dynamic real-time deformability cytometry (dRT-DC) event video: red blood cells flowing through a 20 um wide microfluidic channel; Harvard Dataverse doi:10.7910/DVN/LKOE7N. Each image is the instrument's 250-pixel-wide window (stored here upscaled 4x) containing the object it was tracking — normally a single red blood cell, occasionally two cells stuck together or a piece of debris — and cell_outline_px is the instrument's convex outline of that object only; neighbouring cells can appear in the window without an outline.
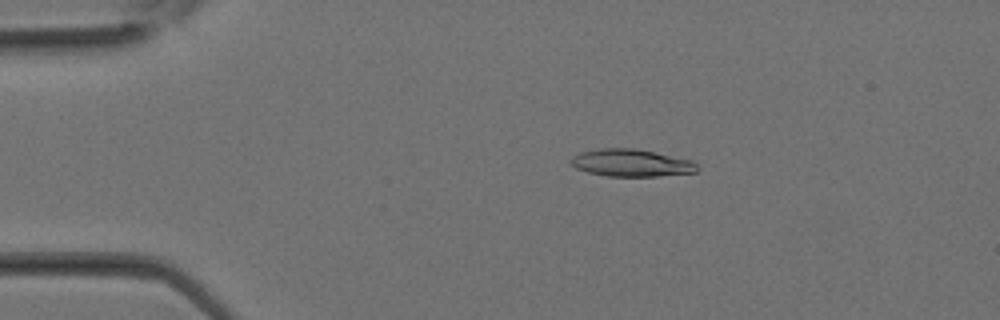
{"species": "Egyptian fruit bat (a non-hibernating species)", "species_latin": "Rousettus aegyptiacus", "temperature_condition": "room temperature", "stored_images_in_passage": 32, "camera_frame_rate_fps": 3000, "um_per_image_px": 0.085, "animal": {"sex": "female"}, "frame": {"image": 1, "passage_image": 6, "time_ms": 1.667, "image_size_px": [1000, 320], "cell_outline_px": [[700, 168], [696, 172], [656, 176], [608, 176], [588, 172], [576, 168], [568, 160], [572, 156], [580, 152], [600, 148], [636, 148], [692, 160]], "centroid_in_image_um": [53.65, 13.84], "position_along_channel_um": 31.4, "area_um2": 20.17}}
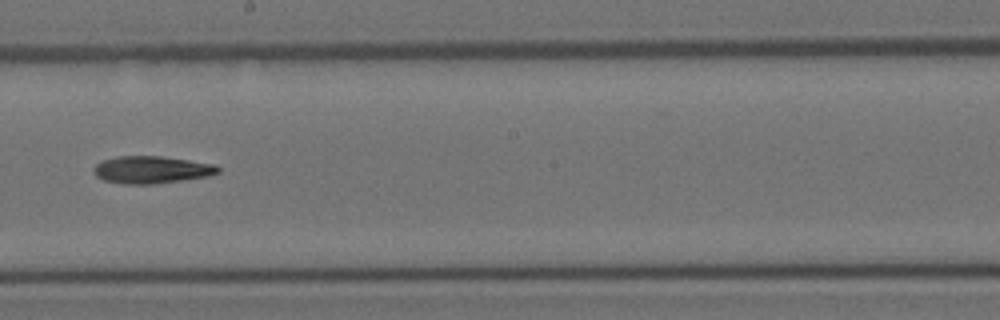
{"frame": {"image": 2, "passage_image": 18, "time_ms": 5.667, "image_size_px": [1000, 320], "cell_outline_px": [[220, 172], [208, 176], [152, 184], [124, 184], [104, 180], [96, 176], [92, 172], [92, 168], [100, 160], [120, 156], [160, 156], [216, 164], [220, 168]], "centroid_in_image_um": [12.85, 14.42], "position_along_channel_um": 235.4, "area_um2": 19.83}}
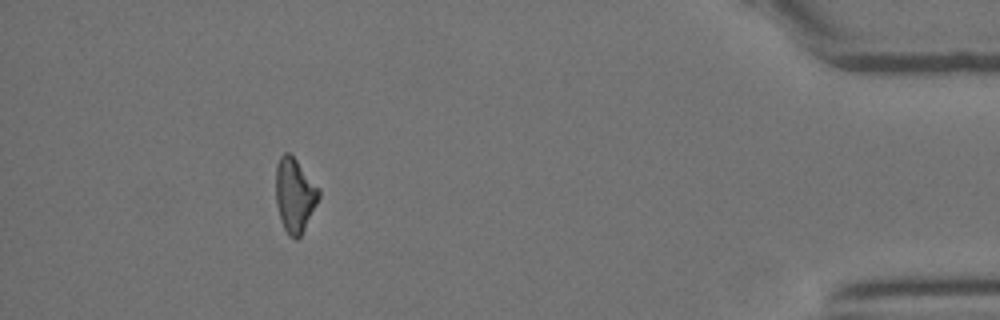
{"frame": {"image": 3, "passage_image": 29, "time_ms": 9.333, "image_size_px": [1000, 320], "cell_outline_px": [[320, 196], [300, 236], [296, 240], [288, 236], [280, 220], [276, 204], [276, 164], [280, 156], [284, 152], [288, 152], [296, 160], [320, 192]], "centroid_in_image_um": [25.0, 16.61], "position_along_channel_um": 410.2, "area_um2": 18.15}}